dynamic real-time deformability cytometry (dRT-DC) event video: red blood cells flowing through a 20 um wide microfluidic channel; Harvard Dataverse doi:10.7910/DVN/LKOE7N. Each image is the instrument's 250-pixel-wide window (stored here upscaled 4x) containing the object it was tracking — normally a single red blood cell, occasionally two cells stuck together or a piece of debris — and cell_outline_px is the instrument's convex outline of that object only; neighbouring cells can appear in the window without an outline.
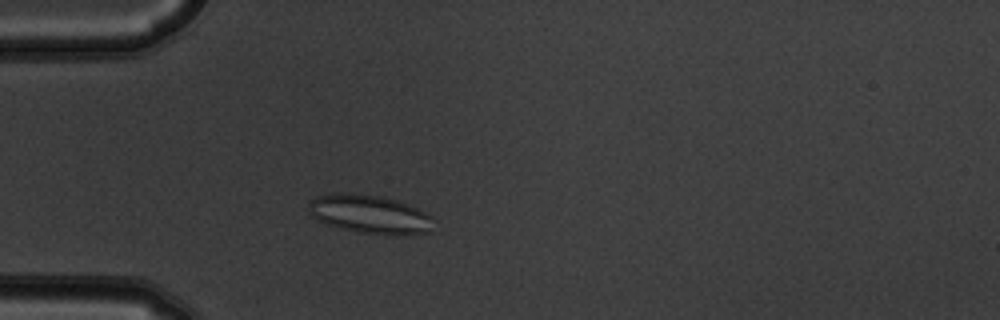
{"species": "common noctule bat (a hibernating species)", "species_latin": "Nyctalus noctula", "temperature_condition": "warm", "stored_images_in_passage": 4, "camera_frame_rate_fps": 3000, "um_per_image_px": 0.085, "animal": {"sex": "male", "body_mass_g": 19.5, "forearm_length_mm": 54.6}, "frame": {"image": 1, "passage_image": 4, "time_ms": 1.0, "image_size_px": [1000, 320], "cell_outline_px": [[432, 232], [404, 236], [360, 232], [328, 224], [312, 216], [308, 208], [308, 204], [316, 196], [332, 192], [356, 192], [380, 196], [396, 200], [408, 204], [428, 212], [432, 216]], "centroid_in_image_um": [31.48, 18.19], "position_along_channel_um": 53.5, "area_um2": 28.44}}